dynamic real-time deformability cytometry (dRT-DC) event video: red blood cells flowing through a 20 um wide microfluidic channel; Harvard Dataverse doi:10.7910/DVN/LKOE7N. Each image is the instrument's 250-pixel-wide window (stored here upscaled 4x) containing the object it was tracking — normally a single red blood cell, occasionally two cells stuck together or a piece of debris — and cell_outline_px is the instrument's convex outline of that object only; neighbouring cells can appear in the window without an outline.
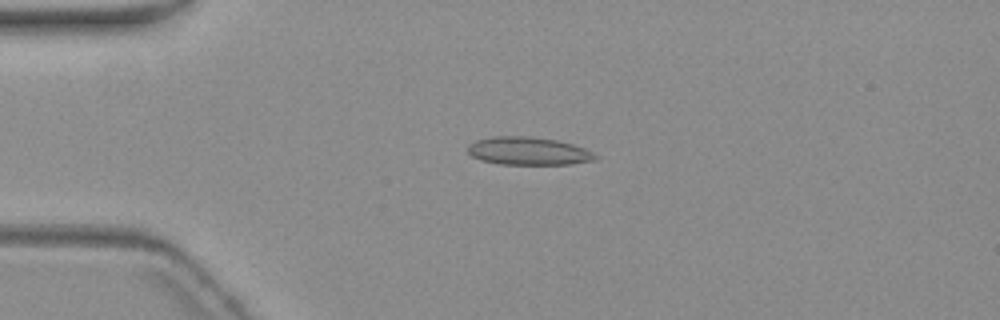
{"species": "common noctule bat (a hibernating species)", "species_latin": "Nyctalus noctula", "temperature_condition": "warm", "stored_images_in_passage": 5, "camera_frame_rate_fps": 3000, "um_per_image_px": 0.085, "animal": {"sex": "female", "body_mass_g": 19.3, "forearm_length_mm": 54.1}, "frame": {"image": 1, "passage_image": 4, "time_ms": 3.667, "image_size_px": [1000, 320], "cell_outline_px": [[600, 156], [596, 160], [572, 164], [500, 164], [480, 160], [472, 156], [468, 152], [468, 144], [476, 140], [492, 136], [532, 136], [556, 140], [572, 144], [584, 148]], "centroid_in_image_um": [44.92, 12.83], "position_along_channel_um": 40.1, "area_um2": 20.92}}